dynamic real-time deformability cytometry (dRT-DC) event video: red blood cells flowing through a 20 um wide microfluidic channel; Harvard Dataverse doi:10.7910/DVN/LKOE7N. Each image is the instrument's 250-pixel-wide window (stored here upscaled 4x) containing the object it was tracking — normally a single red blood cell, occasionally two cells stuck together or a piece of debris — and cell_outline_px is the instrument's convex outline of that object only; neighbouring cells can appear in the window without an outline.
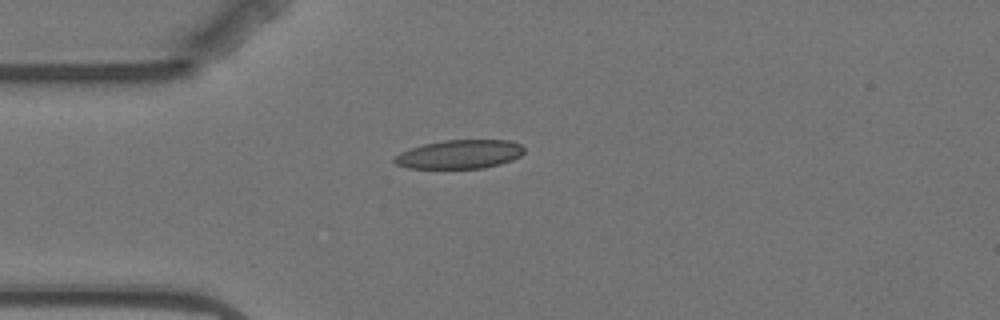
{"species": "Egyptian fruit bat (a non-hibernating species)", "species_latin": "Rousettus aegyptiacus", "temperature_condition": "warm", "stored_images_in_passage": 7, "camera_frame_rate_fps": 3000, "um_per_image_px": 0.085, "animal": {"sex": "female"}, "frame": {"image": 1, "passage_image": 1, "time_ms": 0.0, "image_size_px": [1000, 320], "cell_outline_px": [[524, 152], [520, 156], [512, 160], [500, 164], [484, 168], [408, 168], [396, 164], [392, 160], [400, 152], [424, 144], [444, 140], [508, 140], [520, 144], [524, 148]], "centroid_in_image_um": [39.08, 13.11], "position_along_channel_um": 45.9, "area_um2": 21.68}}
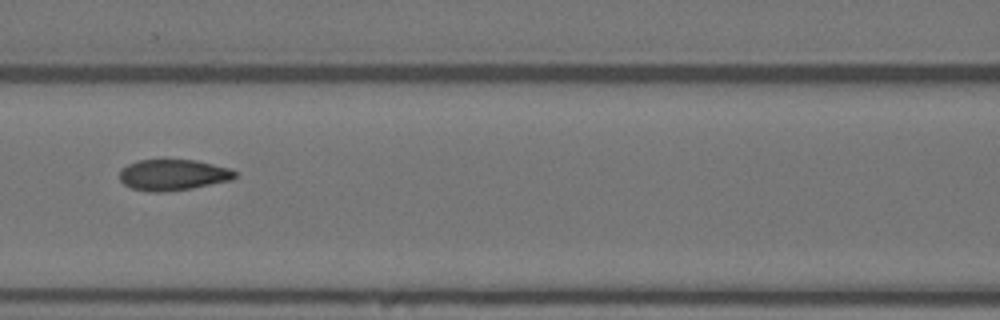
{"frame": {"image": 2, "passage_image": 4, "time_ms": 3.333, "image_size_px": [1000, 320], "cell_outline_px": [[236, 176], [232, 180], [192, 188], [164, 192], [148, 192], [132, 188], [124, 184], [120, 180], [120, 168], [136, 160], [164, 156], [196, 160], [228, 168], [236, 172]], "centroid_in_image_um": [14.65, 14.81], "position_along_channel_um": 151.9, "area_um2": 21.73}}
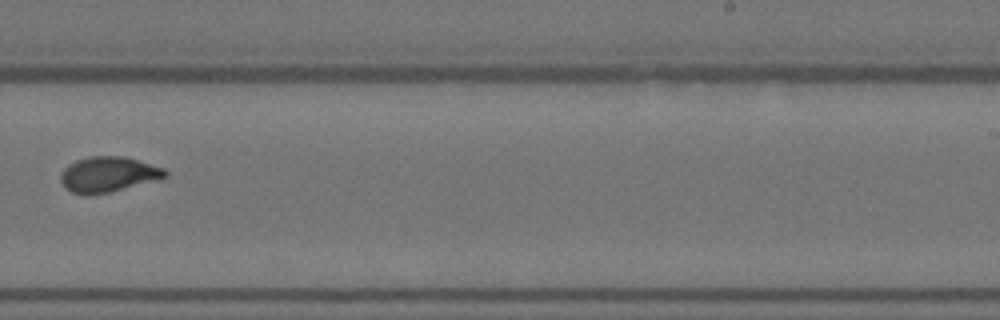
{"frame": {"image": 3, "passage_image": 7, "time_ms": 7.0, "image_size_px": [1000, 320], "cell_outline_px": [[168, 176], [160, 180], [96, 196], [84, 196], [72, 192], [64, 188], [60, 180], [60, 176], [64, 168], [68, 164], [76, 160], [92, 156], [124, 156], [164, 168], [168, 172]], "centroid_in_image_um": [9.2, 14.86], "position_along_channel_um": 279.8, "area_um2": 22.14}}